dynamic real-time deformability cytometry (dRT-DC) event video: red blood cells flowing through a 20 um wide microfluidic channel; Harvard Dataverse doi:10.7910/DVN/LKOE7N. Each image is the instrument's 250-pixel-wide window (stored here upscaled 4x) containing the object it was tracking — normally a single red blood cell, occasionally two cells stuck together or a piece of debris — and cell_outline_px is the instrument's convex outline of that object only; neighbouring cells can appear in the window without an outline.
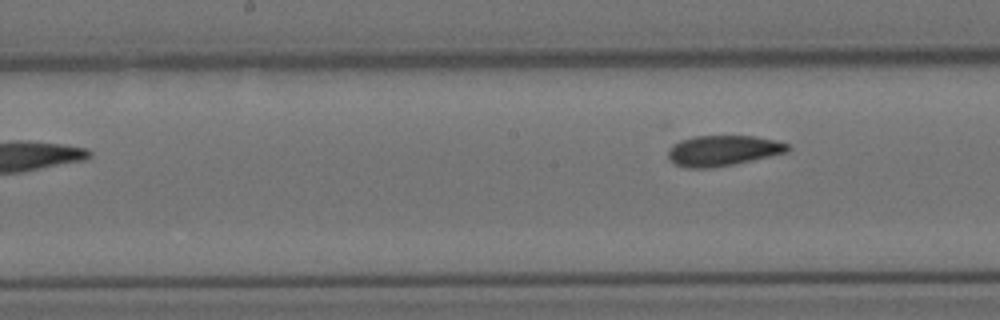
{"species": "Egyptian fruit bat (a non-hibernating species)", "species_latin": "Rousettus aegyptiacus", "temperature_condition": "cold", "stored_images_in_passage": 7, "camera_frame_rate_fps": 3000, "um_per_image_px": 0.085, "animal": {"sex": "female"}, "frame": {"image": 1, "passage_image": 7, "time_ms": 7.333, "image_size_px": [1000, 320], "cell_outline_px": [[788, 152], [732, 164], [708, 168], [684, 168], [668, 160], [668, 148], [672, 144], [680, 140], [696, 136], [756, 136], [776, 140], [788, 144]], "centroid_in_image_um": [61.4, 12.79], "position_along_channel_um": 186.8, "area_um2": 21.21}}